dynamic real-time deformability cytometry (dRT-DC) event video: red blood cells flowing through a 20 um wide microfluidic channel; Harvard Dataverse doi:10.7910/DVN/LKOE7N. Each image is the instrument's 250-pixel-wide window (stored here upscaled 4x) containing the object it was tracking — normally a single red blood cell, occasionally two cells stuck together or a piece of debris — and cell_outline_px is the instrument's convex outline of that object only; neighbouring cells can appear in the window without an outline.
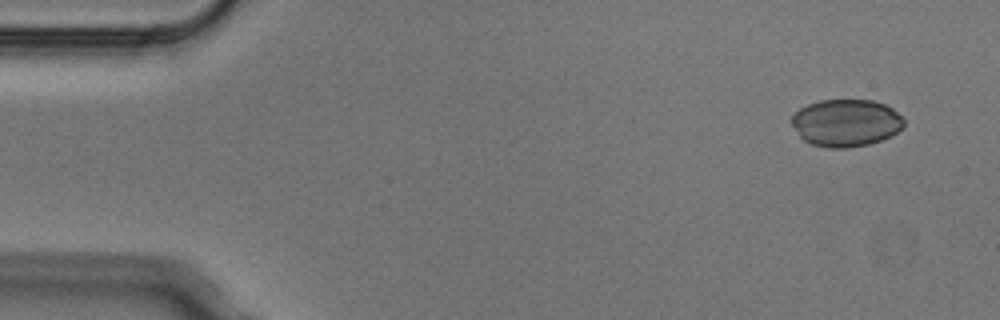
{"species": "Egyptian fruit bat (a non-hibernating species)", "species_latin": "Rousettus aegyptiacus", "temperature_condition": "cold", "stored_images_in_passage": 4, "camera_frame_rate_fps": 3000, "um_per_image_px": 0.085, "animal": {"sex": "male"}, "frame": {"image": 1, "passage_image": 1, "time_ms": 0.0, "image_size_px": [1000, 320], "cell_outline_px": [[904, 128], [892, 136], [868, 144], [848, 148], [828, 148], [812, 144], [804, 140], [800, 136], [792, 124], [792, 116], [800, 108], [808, 104], [820, 100], [872, 100], [884, 104], [892, 108], [904, 120]], "centroid_in_image_um": [71.93, 10.45], "position_along_channel_um": 13.1, "area_um2": 30.92}}
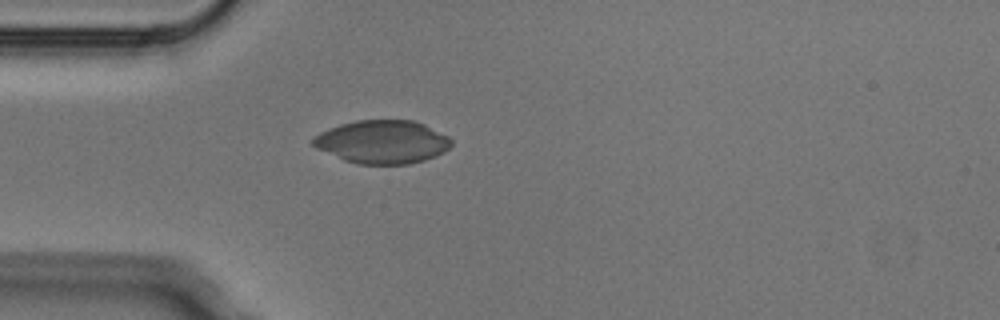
{"frame": {"image": 2, "passage_image": 4, "time_ms": 1.0, "image_size_px": [1000, 320], "cell_outline_px": [[452, 144], [444, 152], [436, 156], [424, 160], [408, 164], [356, 164], [344, 160], [316, 148], [312, 144], [312, 140], [320, 132], [328, 128], [340, 124], [356, 120], [412, 120], [424, 124], [448, 136], [452, 140]], "centroid_in_image_um": [32.5, 12.06], "position_along_channel_um": 52.5, "area_um2": 34.85}}